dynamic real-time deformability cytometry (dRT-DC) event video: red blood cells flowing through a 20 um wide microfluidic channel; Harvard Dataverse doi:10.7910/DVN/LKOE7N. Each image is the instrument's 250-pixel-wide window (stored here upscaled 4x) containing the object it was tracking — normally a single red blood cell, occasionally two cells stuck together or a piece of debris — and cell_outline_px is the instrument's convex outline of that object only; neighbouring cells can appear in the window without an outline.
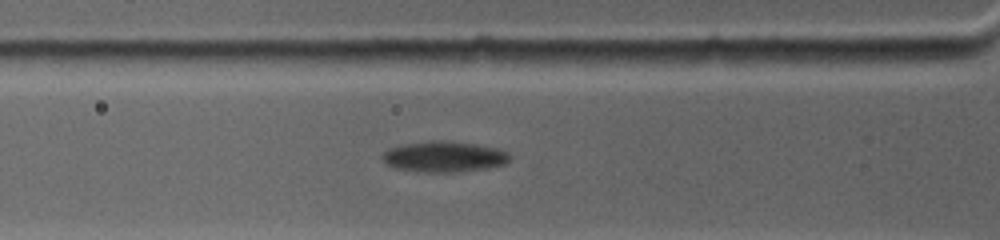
{"species": "common noctule bat (a hibernating species)", "species_latin": "Nyctalus noctula", "temperature_condition": "warm", "stored_images_in_passage": 12, "segment_of_instrument_passage": [1, 2], "camera_frame_rate_fps": 4500, "um_per_image_px": 0.085, "animal": {"sex": "female", "body_mass_g": 19.0, "forearm_length_mm": 53.3}, "frame": {"image": 1, "passage_image": 2, "time_ms": 0.444, "image_size_px": [1000, 240], "cell_outline_px": [[512, 156], [504, 164], [488, 168], [460, 172], [424, 172], [392, 168], [384, 164], [380, 156], [384, 152], [392, 148], [404, 144], [432, 140], [448, 140], [476, 144], [496, 148], [508, 152]], "centroid_in_image_um": [37.73, 13.32], "position_along_channel_um": 88.1, "area_um2": 23.12}}